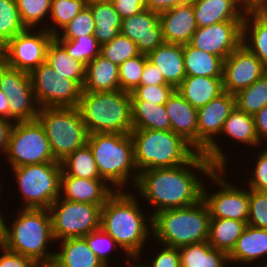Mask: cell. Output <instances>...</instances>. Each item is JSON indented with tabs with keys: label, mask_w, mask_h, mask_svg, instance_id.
I'll return each mask as SVG.
<instances>
[{
	"label": "cell",
	"mask_w": 267,
	"mask_h": 267,
	"mask_svg": "<svg viewBox=\"0 0 267 267\" xmlns=\"http://www.w3.org/2000/svg\"><path fill=\"white\" fill-rule=\"evenodd\" d=\"M259 266L260 267H267V263H264V264H261V265L259 264ZM259 266L256 265V267H259Z\"/></svg>",
	"instance_id": "66"
},
{
	"label": "cell",
	"mask_w": 267,
	"mask_h": 267,
	"mask_svg": "<svg viewBox=\"0 0 267 267\" xmlns=\"http://www.w3.org/2000/svg\"><path fill=\"white\" fill-rule=\"evenodd\" d=\"M14 121L0 118V155H6L10 133L14 125ZM2 153V154H1Z\"/></svg>",
	"instance_id": "57"
},
{
	"label": "cell",
	"mask_w": 267,
	"mask_h": 267,
	"mask_svg": "<svg viewBox=\"0 0 267 267\" xmlns=\"http://www.w3.org/2000/svg\"><path fill=\"white\" fill-rule=\"evenodd\" d=\"M210 220L203 199L191 206L162 210L152 216V239L175 248L208 241Z\"/></svg>",
	"instance_id": "5"
},
{
	"label": "cell",
	"mask_w": 267,
	"mask_h": 267,
	"mask_svg": "<svg viewBox=\"0 0 267 267\" xmlns=\"http://www.w3.org/2000/svg\"><path fill=\"white\" fill-rule=\"evenodd\" d=\"M95 22L91 9L86 5L57 35L56 40H74L93 35Z\"/></svg>",
	"instance_id": "43"
},
{
	"label": "cell",
	"mask_w": 267,
	"mask_h": 267,
	"mask_svg": "<svg viewBox=\"0 0 267 267\" xmlns=\"http://www.w3.org/2000/svg\"><path fill=\"white\" fill-rule=\"evenodd\" d=\"M7 66V58L3 48H0V74Z\"/></svg>",
	"instance_id": "61"
},
{
	"label": "cell",
	"mask_w": 267,
	"mask_h": 267,
	"mask_svg": "<svg viewBox=\"0 0 267 267\" xmlns=\"http://www.w3.org/2000/svg\"><path fill=\"white\" fill-rule=\"evenodd\" d=\"M87 145L100 177L112 188L124 190L128 184L135 187L139 171L134 160L131 134L92 133L88 135Z\"/></svg>",
	"instance_id": "4"
},
{
	"label": "cell",
	"mask_w": 267,
	"mask_h": 267,
	"mask_svg": "<svg viewBox=\"0 0 267 267\" xmlns=\"http://www.w3.org/2000/svg\"><path fill=\"white\" fill-rule=\"evenodd\" d=\"M246 225L244 221L211 218L208 243L213 248L229 254Z\"/></svg>",
	"instance_id": "34"
},
{
	"label": "cell",
	"mask_w": 267,
	"mask_h": 267,
	"mask_svg": "<svg viewBox=\"0 0 267 267\" xmlns=\"http://www.w3.org/2000/svg\"><path fill=\"white\" fill-rule=\"evenodd\" d=\"M148 61L156 66L167 84L175 89L186 77L184 69L183 45L163 42L147 55Z\"/></svg>",
	"instance_id": "24"
},
{
	"label": "cell",
	"mask_w": 267,
	"mask_h": 267,
	"mask_svg": "<svg viewBox=\"0 0 267 267\" xmlns=\"http://www.w3.org/2000/svg\"><path fill=\"white\" fill-rule=\"evenodd\" d=\"M243 21H224L197 27L189 44L225 60L242 44Z\"/></svg>",
	"instance_id": "16"
},
{
	"label": "cell",
	"mask_w": 267,
	"mask_h": 267,
	"mask_svg": "<svg viewBox=\"0 0 267 267\" xmlns=\"http://www.w3.org/2000/svg\"><path fill=\"white\" fill-rule=\"evenodd\" d=\"M88 246L94 252V254L104 263L106 267H112L110 264L113 261L109 258L110 253L115 248L121 247L115 242V240L106 233L101 227L90 234L84 236Z\"/></svg>",
	"instance_id": "45"
},
{
	"label": "cell",
	"mask_w": 267,
	"mask_h": 267,
	"mask_svg": "<svg viewBox=\"0 0 267 267\" xmlns=\"http://www.w3.org/2000/svg\"><path fill=\"white\" fill-rule=\"evenodd\" d=\"M170 118L171 130L182 136L198 151V115L176 90L164 105Z\"/></svg>",
	"instance_id": "22"
},
{
	"label": "cell",
	"mask_w": 267,
	"mask_h": 267,
	"mask_svg": "<svg viewBox=\"0 0 267 267\" xmlns=\"http://www.w3.org/2000/svg\"><path fill=\"white\" fill-rule=\"evenodd\" d=\"M29 74L40 108L78 107L82 88L74 80L57 74L46 62L41 63Z\"/></svg>",
	"instance_id": "14"
},
{
	"label": "cell",
	"mask_w": 267,
	"mask_h": 267,
	"mask_svg": "<svg viewBox=\"0 0 267 267\" xmlns=\"http://www.w3.org/2000/svg\"><path fill=\"white\" fill-rule=\"evenodd\" d=\"M214 170L208 158L197 152L180 166L141 171L134 190L143 202L154 207L149 213L153 216L162 210L187 207L200 201L203 182L197 173L209 176Z\"/></svg>",
	"instance_id": "1"
},
{
	"label": "cell",
	"mask_w": 267,
	"mask_h": 267,
	"mask_svg": "<svg viewBox=\"0 0 267 267\" xmlns=\"http://www.w3.org/2000/svg\"><path fill=\"white\" fill-rule=\"evenodd\" d=\"M116 190L104 179H86L67 175L63 170L61 174L60 197L62 199L104 205L107 199Z\"/></svg>",
	"instance_id": "19"
},
{
	"label": "cell",
	"mask_w": 267,
	"mask_h": 267,
	"mask_svg": "<svg viewBox=\"0 0 267 267\" xmlns=\"http://www.w3.org/2000/svg\"><path fill=\"white\" fill-rule=\"evenodd\" d=\"M227 168H215L207 176L220 189L209 194L206 184H203L202 199L206 203L211 218L234 219L247 224L249 218V188L238 187L226 180ZM215 181V182H214ZM236 185V186H235Z\"/></svg>",
	"instance_id": "13"
},
{
	"label": "cell",
	"mask_w": 267,
	"mask_h": 267,
	"mask_svg": "<svg viewBox=\"0 0 267 267\" xmlns=\"http://www.w3.org/2000/svg\"><path fill=\"white\" fill-rule=\"evenodd\" d=\"M32 267H58V266L53 261H51V262L34 263Z\"/></svg>",
	"instance_id": "64"
},
{
	"label": "cell",
	"mask_w": 267,
	"mask_h": 267,
	"mask_svg": "<svg viewBox=\"0 0 267 267\" xmlns=\"http://www.w3.org/2000/svg\"><path fill=\"white\" fill-rule=\"evenodd\" d=\"M227 264H230L228 254L213 248L208 241L201 242L200 267H228Z\"/></svg>",
	"instance_id": "50"
},
{
	"label": "cell",
	"mask_w": 267,
	"mask_h": 267,
	"mask_svg": "<svg viewBox=\"0 0 267 267\" xmlns=\"http://www.w3.org/2000/svg\"><path fill=\"white\" fill-rule=\"evenodd\" d=\"M100 54L110 62L119 66L126 60L140 53L136 43L120 33L110 42L101 45Z\"/></svg>",
	"instance_id": "41"
},
{
	"label": "cell",
	"mask_w": 267,
	"mask_h": 267,
	"mask_svg": "<svg viewBox=\"0 0 267 267\" xmlns=\"http://www.w3.org/2000/svg\"><path fill=\"white\" fill-rule=\"evenodd\" d=\"M179 4V0H146V9L157 13L174 8Z\"/></svg>",
	"instance_id": "58"
},
{
	"label": "cell",
	"mask_w": 267,
	"mask_h": 267,
	"mask_svg": "<svg viewBox=\"0 0 267 267\" xmlns=\"http://www.w3.org/2000/svg\"><path fill=\"white\" fill-rule=\"evenodd\" d=\"M0 118L9 120V105L8 98L0 90Z\"/></svg>",
	"instance_id": "60"
},
{
	"label": "cell",
	"mask_w": 267,
	"mask_h": 267,
	"mask_svg": "<svg viewBox=\"0 0 267 267\" xmlns=\"http://www.w3.org/2000/svg\"><path fill=\"white\" fill-rule=\"evenodd\" d=\"M235 98L240 111L254 116L267 105V72L251 86L235 94Z\"/></svg>",
	"instance_id": "36"
},
{
	"label": "cell",
	"mask_w": 267,
	"mask_h": 267,
	"mask_svg": "<svg viewBox=\"0 0 267 267\" xmlns=\"http://www.w3.org/2000/svg\"><path fill=\"white\" fill-rule=\"evenodd\" d=\"M197 1H199V0H179V4H181V3H194Z\"/></svg>",
	"instance_id": "65"
},
{
	"label": "cell",
	"mask_w": 267,
	"mask_h": 267,
	"mask_svg": "<svg viewBox=\"0 0 267 267\" xmlns=\"http://www.w3.org/2000/svg\"><path fill=\"white\" fill-rule=\"evenodd\" d=\"M162 249L155 253L149 262L144 264L146 267H181L180 254L178 248L164 245Z\"/></svg>",
	"instance_id": "51"
},
{
	"label": "cell",
	"mask_w": 267,
	"mask_h": 267,
	"mask_svg": "<svg viewBox=\"0 0 267 267\" xmlns=\"http://www.w3.org/2000/svg\"><path fill=\"white\" fill-rule=\"evenodd\" d=\"M169 85L161 71L148 60L145 62L139 86Z\"/></svg>",
	"instance_id": "55"
},
{
	"label": "cell",
	"mask_w": 267,
	"mask_h": 267,
	"mask_svg": "<svg viewBox=\"0 0 267 267\" xmlns=\"http://www.w3.org/2000/svg\"><path fill=\"white\" fill-rule=\"evenodd\" d=\"M46 63L57 74L74 80L83 88L86 76V65L70 57L66 49L55 38H53L48 45Z\"/></svg>",
	"instance_id": "31"
},
{
	"label": "cell",
	"mask_w": 267,
	"mask_h": 267,
	"mask_svg": "<svg viewBox=\"0 0 267 267\" xmlns=\"http://www.w3.org/2000/svg\"><path fill=\"white\" fill-rule=\"evenodd\" d=\"M192 4L197 27L224 21H243L246 12L241 0H199Z\"/></svg>",
	"instance_id": "23"
},
{
	"label": "cell",
	"mask_w": 267,
	"mask_h": 267,
	"mask_svg": "<svg viewBox=\"0 0 267 267\" xmlns=\"http://www.w3.org/2000/svg\"><path fill=\"white\" fill-rule=\"evenodd\" d=\"M54 38L46 29L22 31L9 40L2 48L6 54L7 66L30 73L46 62L49 43Z\"/></svg>",
	"instance_id": "15"
},
{
	"label": "cell",
	"mask_w": 267,
	"mask_h": 267,
	"mask_svg": "<svg viewBox=\"0 0 267 267\" xmlns=\"http://www.w3.org/2000/svg\"><path fill=\"white\" fill-rule=\"evenodd\" d=\"M37 120L44 128L54 158L59 162L87 144L89 133L77 107H43Z\"/></svg>",
	"instance_id": "8"
},
{
	"label": "cell",
	"mask_w": 267,
	"mask_h": 267,
	"mask_svg": "<svg viewBox=\"0 0 267 267\" xmlns=\"http://www.w3.org/2000/svg\"><path fill=\"white\" fill-rule=\"evenodd\" d=\"M103 205L80 203L59 197L49 208L54 239L84 237L100 228Z\"/></svg>",
	"instance_id": "12"
},
{
	"label": "cell",
	"mask_w": 267,
	"mask_h": 267,
	"mask_svg": "<svg viewBox=\"0 0 267 267\" xmlns=\"http://www.w3.org/2000/svg\"><path fill=\"white\" fill-rule=\"evenodd\" d=\"M90 1H109V0H90Z\"/></svg>",
	"instance_id": "67"
},
{
	"label": "cell",
	"mask_w": 267,
	"mask_h": 267,
	"mask_svg": "<svg viewBox=\"0 0 267 267\" xmlns=\"http://www.w3.org/2000/svg\"><path fill=\"white\" fill-rule=\"evenodd\" d=\"M59 242V243H58ZM53 262L58 267H106L88 246L84 237L57 241Z\"/></svg>",
	"instance_id": "26"
},
{
	"label": "cell",
	"mask_w": 267,
	"mask_h": 267,
	"mask_svg": "<svg viewBox=\"0 0 267 267\" xmlns=\"http://www.w3.org/2000/svg\"><path fill=\"white\" fill-rule=\"evenodd\" d=\"M89 134H131V95L128 92H81L77 107Z\"/></svg>",
	"instance_id": "7"
},
{
	"label": "cell",
	"mask_w": 267,
	"mask_h": 267,
	"mask_svg": "<svg viewBox=\"0 0 267 267\" xmlns=\"http://www.w3.org/2000/svg\"><path fill=\"white\" fill-rule=\"evenodd\" d=\"M138 260V258H130V259H126L125 261L127 262V264H125V267H146L145 265H144V263L143 264H141V261L139 262V264L136 262ZM133 261V262H132ZM135 261V262H134ZM131 263H133V264H131ZM137 263V264H136ZM127 265V266H126ZM121 267H123V266H121Z\"/></svg>",
	"instance_id": "62"
},
{
	"label": "cell",
	"mask_w": 267,
	"mask_h": 267,
	"mask_svg": "<svg viewBox=\"0 0 267 267\" xmlns=\"http://www.w3.org/2000/svg\"><path fill=\"white\" fill-rule=\"evenodd\" d=\"M5 156V162L8 161L11 168L59 162L54 158L44 128L37 119L14 122Z\"/></svg>",
	"instance_id": "11"
},
{
	"label": "cell",
	"mask_w": 267,
	"mask_h": 267,
	"mask_svg": "<svg viewBox=\"0 0 267 267\" xmlns=\"http://www.w3.org/2000/svg\"><path fill=\"white\" fill-rule=\"evenodd\" d=\"M181 267H200L201 242L178 248Z\"/></svg>",
	"instance_id": "52"
},
{
	"label": "cell",
	"mask_w": 267,
	"mask_h": 267,
	"mask_svg": "<svg viewBox=\"0 0 267 267\" xmlns=\"http://www.w3.org/2000/svg\"><path fill=\"white\" fill-rule=\"evenodd\" d=\"M133 129L171 130L169 115L164 105L147 101H131Z\"/></svg>",
	"instance_id": "33"
},
{
	"label": "cell",
	"mask_w": 267,
	"mask_h": 267,
	"mask_svg": "<svg viewBox=\"0 0 267 267\" xmlns=\"http://www.w3.org/2000/svg\"><path fill=\"white\" fill-rule=\"evenodd\" d=\"M184 69L186 76L223 78L224 60L216 55L191 46L183 45Z\"/></svg>",
	"instance_id": "30"
},
{
	"label": "cell",
	"mask_w": 267,
	"mask_h": 267,
	"mask_svg": "<svg viewBox=\"0 0 267 267\" xmlns=\"http://www.w3.org/2000/svg\"><path fill=\"white\" fill-rule=\"evenodd\" d=\"M253 118L259 142L262 144L265 140L267 143V105L258 111ZM266 143L265 145H267Z\"/></svg>",
	"instance_id": "56"
},
{
	"label": "cell",
	"mask_w": 267,
	"mask_h": 267,
	"mask_svg": "<svg viewBox=\"0 0 267 267\" xmlns=\"http://www.w3.org/2000/svg\"><path fill=\"white\" fill-rule=\"evenodd\" d=\"M120 33L136 43L140 54L148 55L163 42L159 13L143 9L122 19Z\"/></svg>",
	"instance_id": "18"
},
{
	"label": "cell",
	"mask_w": 267,
	"mask_h": 267,
	"mask_svg": "<svg viewBox=\"0 0 267 267\" xmlns=\"http://www.w3.org/2000/svg\"><path fill=\"white\" fill-rule=\"evenodd\" d=\"M147 55L139 54L119 65L120 90L132 93L139 85Z\"/></svg>",
	"instance_id": "44"
},
{
	"label": "cell",
	"mask_w": 267,
	"mask_h": 267,
	"mask_svg": "<svg viewBox=\"0 0 267 267\" xmlns=\"http://www.w3.org/2000/svg\"><path fill=\"white\" fill-rule=\"evenodd\" d=\"M51 1L52 0H16L17 8L24 26L30 29H41L42 27L45 29L47 27V22H49ZM46 18L48 19L46 20ZM44 23L45 25L42 26L41 24Z\"/></svg>",
	"instance_id": "39"
},
{
	"label": "cell",
	"mask_w": 267,
	"mask_h": 267,
	"mask_svg": "<svg viewBox=\"0 0 267 267\" xmlns=\"http://www.w3.org/2000/svg\"><path fill=\"white\" fill-rule=\"evenodd\" d=\"M132 193L116 190L107 199L101 207L100 227L121 247L120 253L126 259H140L146 241L152 236V215L145 214L138 196Z\"/></svg>",
	"instance_id": "2"
},
{
	"label": "cell",
	"mask_w": 267,
	"mask_h": 267,
	"mask_svg": "<svg viewBox=\"0 0 267 267\" xmlns=\"http://www.w3.org/2000/svg\"><path fill=\"white\" fill-rule=\"evenodd\" d=\"M176 89L171 85L138 86L131 95V101H147L155 105H165Z\"/></svg>",
	"instance_id": "48"
},
{
	"label": "cell",
	"mask_w": 267,
	"mask_h": 267,
	"mask_svg": "<svg viewBox=\"0 0 267 267\" xmlns=\"http://www.w3.org/2000/svg\"><path fill=\"white\" fill-rule=\"evenodd\" d=\"M1 183V182H0ZM4 189L3 187L1 188V185H0V194H1V191L3 192ZM1 207H0V240L2 238V235H3V231H4V225H5V217L2 215L3 213L1 212Z\"/></svg>",
	"instance_id": "63"
},
{
	"label": "cell",
	"mask_w": 267,
	"mask_h": 267,
	"mask_svg": "<svg viewBox=\"0 0 267 267\" xmlns=\"http://www.w3.org/2000/svg\"><path fill=\"white\" fill-rule=\"evenodd\" d=\"M90 7L95 29L93 36L100 45L113 40L120 34L122 19L109 1H87Z\"/></svg>",
	"instance_id": "29"
},
{
	"label": "cell",
	"mask_w": 267,
	"mask_h": 267,
	"mask_svg": "<svg viewBox=\"0 0 267 267\" xmlns=\"http://www.w3.org/2000/svg\"><path fill=\"white\" fill-rule=\"evenodd\" d=\"M176 91L192 107L199 109L224 92L223 78L186 76Z\"/></svg>",
	"instance_id": "27"
},
{
	"label": "cell",
	"mask_w": 267,
	"mask_h": 267,
	"mask_svg": "<svg viewBox=\"0 0 267 267\" xmlns=\"http://www.w3.org/2000/svg\"><path fill=\"white\" fill-rule=\"evenodd\" d=\"M0 90L3 93L33 92L30 74L6 66L0 74Z\"/></svg>",
	"instance_id": "46"
},
{
	"label": "cell",
	"mask_w": 267,
	"mask_h": 267,
	"mask_svg": "<svg viewBox=\"0 0 267 267\" xmlns=\"http://www.w3.org/2000/svg\"><path fill=\"white\" fill-rule=\"evenodd\" d=\"M62 170L70 176L97 179L101 178L90 147L86 144L76 149L61 161Z\"/></svg>",
	"instance_id": "35"
},
{
	"label": "cell",
	"mask_w": 267,
	"mask_h": 267,
	"mask_svg": "<svg viewBox=\"0 0 267 267\" xmlns=\"http://www.w3.org/2000/svg\"><path fill=\"white\" fill-rule=\"evenodd\" d=\"M263 148L264 150L255 152L258 153L255 157L256 164L251 168V175L246 182L249 189L256 191H267V146Z\"/></svg>",
	"instance_id": "49"
},
{
	"label": "cell",
	"mask_w": 267,
	"mask_h": 267,
	"mask_svg": "<svg viewBox=\"0 0 267 267\" xmlns=\"http://www.w3.org/2000/svg\"><path fill=\"white\" fill-rule=\"evenodd\" d=\"M229 263L234 267L239 263L250 265L267 263V229L246 225L232 251L228 254ZM262 260V261H261ZM256 261V262H255Z\"/></svg>",
	"instance_id": "21"
},
{
	"label": "cell",
	"mask_w": 267,
	"mask_h": 267,
	"mask_svg": "<svg viewBox=\"0 0 267 267\" xmlns=\"http://www.w3.org/2000/svg\"><path fill=\"white\" fill-rule=\"evenodd\" d=\"M134 160L139 173L187 163L198 151L172 130L133 129Z\"/></svg>",
	"instance_id": "6"
},
{
	"label": "cell",
	"mask_w": 267,
	"mask_h": 267,
	"mask_svg": "<svg viewBox=\"0 0 267 267\" xmlns=\"http://www.w3.org/2000/svg\"><path fill=\"white\" fill-rule=\"evenodd\" d=\"M235 107V95L224 91L207 105L197 109L198 152H202L215 168L226 169L228 165L226 162L228 156L216 140L220 137L224 123Z\"/></svg>",
	"instance_id": "10"
},
{
	"label": "cell",
	"mask_w": 267,
	"mask_h": 267,
	"mask_svg": "<svg viewBox=\"0 0 267 267\" xmlns=\"http://www.w3.org/2000/svg\"><path fill=\"white\" fill-rule=\"evenodd\" d=\"M121 19L133 16L146 8V0H109Z\"/></svg>",
	"instance_id": "53"
},
{
	"label": "cell",
	"mask_w": 267,
	"mask_h": 267,
	"mask_svg": "<svg viewBox=\"0 0 267 267\" xmlns=\"http://www.w3.org/2000/svg\"><path fill=\"white\" fill-rule=\"evenodd\" d=\"M162 36L166 43L188 44L197 30L192 3H181L159 13Z\"/></svg>",
	"instance_id": "20"
},
{
	"label": "cell",
	"mask_w": 267,
	"mask_h": 267,
	"mask_svg": "<svg viewBox=\"0 0 267 267\" xmlns=\"http://www.w3.org/2000/svg\"><path fill=\"white\" fill-rule=\"evenodd\" d=\"M0 267H32L34 262L27 256L7 250L0 244Z\"/></svg>",
	"instance_id": "54"
},
{
	"label": "cell",
	"mask_w": 267,
	"mask_h": 267,
	"mask_svg": "<svg viewBox=\"0 0 267 267\" xmlns=\"http://www.w3.org/2000/svg\"><path fill=\"white\" fill-rule=\"evenodd\" d=\"M246 10H267V0H241Z\"/></svg>",
	"instance_id": "59"
},
{
	"label": "cell",
	"mask_w": 267,
	"mask_h": 267,
	"mask_svg": "<svg viewBox=\"0 0 267 267\" xmlns=\"http://www.w3.org/2000/svg\"><path fill=\"white\" fill-rule=\"evenodd\" d=\"M120 90L119 66L101 54L86 65V76L82 91L106 92Z\"/></svg>",
	"instance_id": "28"
},
{
	"label": "cell",
	"mask_w": 267,
	"mask_h": 267,
	"mask_svg": "<svg viewBox=\"0 0 267 267\" xmlns=\"http://www.w3.org/2000/svg\"><path fill=\"white\" fill-rule=\"evenodd\" d=\"M4 95L8 98L9 120L18 122L37 119L40 106L34 92H6Z\"/></svg>",
	"instance_id": "38"
},
{
	"label": "cell",
	"mask_w": 267,
	"mask_h": 267,
	"mask_svg": "<svg viewBox=\"0 0 267 267\" xmlns=\"http://www.w3.org/2000/svg\"><path fill=\"white\" fill-rule=\"evenodd\" d=\"M87 1L88 0H52L49 15V20H51L47 22V27L45 29L51 35H57L87 5Z\"/></svg>",
	"instance_id": "37"
},
{
	"label": "cell",
	"mask_w": 267,
	"mask_h": 267,
	"mask_svg": "<svg viewBox=\"0 0 267 267\" xmlns=\"http://www.w3.org/2000/svg\"><path fill=\"white\" fill-rule=\"evenodd\" d=\"M18 192L22 195L19 209H48L59 197L61 162H45L11 168Z\"/></svg>",
	"instance_id": "9"
},
{
	"label": "cell",
	"mask_w": 267,
	"mask_h": 267,
	"mask_svg": "<svg viewBox=\"0 0 267 267\" xmlns=\"http://www.w3.org/2000/svg\"><path fill=\"white\" fill-rule=\"evenodd\" d=\"M26 29L22 23L16 0H0V48Z\"/></svg>",
	"instance_id": "40"
},
{
	"label": "cell",
	"mask_w": 267,
	"mask_h": 267,
	"mask_svg": "<svg viewBox=\"0 0 267 267\" xmlns=\"http://www.w3.org/2000/svg\"><path fill=\"white\" fill-rule=\"evenodd\" d=\"M19 210L11 225L7 224L5 218L0 244L11 252L29 257L34 263L53 261L55 252L48 250V245L56 241L49 210Z\"/></svg>",
	"instance_id": "3"
},
{
	"label": "cell",
	"mask_w": 267,
	"mask_h": 267,
	"mask_svg": "<svg viewBox=\"0 0 267 267\" xmlns=\"http://www.w3.org/2000/svg\"><path fill=\"white\" fill-rule=\"evenodd\" d=\"M57 41L66 49L70 57L85 65L100 55L101 45L93 35Z\"/></svg>",
	"instance_id": "42"
},
{
	"label": "cell",
	"mask_w": 267,
	"mask_h": 267,
	"mask_svg": "<svg viewBox=\"0 0 267 267\" xmlns=\"http://www.w3.org/2000/svg\"><path fill=\"white\" fill-rule=\"evenodd\" d=\"M266 72L257 56L241 44L223 62V89L235 95Z\"/></svg>",
	"instance_id": "17"
},
{
	"label": "cell",
	"mask_w": 267,
	"mask_h": 267,
	"mask_svg": "<svg viewBox=\"0 0 267 267\" xmlns=\"http://www.w3.org/2000/svg\"><path fill=\"white\" fill-rule=\"evenodd\" d=\"M247 224L267 229V191L249 189V218Z\"/></svg>",
	"instance_id": "47"
},
{
	"label": "cell",
	"mask_w": 267,
	"mask_h": 267,
	"mask_svg": "<svg viewBox=\"0 0 267 267\" xmlns=\"http://www.w3.org/2000/svg\"><path fill=\"white\" fill-rule=\"evenodd\" d=\"M242 44L254 53L267 69V10H246Z\"/></svg>",
	"instance_id": "25"
},
{
	"label": "cell",
	"mask_w": 267,
	"mask_h": 267,
	"mask_svg": "<svg viewBox=\"0 0 267 267\" xmlns=\"http://www.w3.org/2000/svg\"><path fill=\"white\" fill-rule=\"evenodd\" d=\"M228 136L231 140H235L240 146L242 143L246 145L248 148L252 146L257 147V150L261 148L262 145L259 142V139L255 130L254 118L252 115H248L243 111H240L237 107L231 112V114L226 119L223 129L220 133V136ZM240 142V143H239Z\"/></svg>",
	"instance_id": "32"
}]
</instances>
